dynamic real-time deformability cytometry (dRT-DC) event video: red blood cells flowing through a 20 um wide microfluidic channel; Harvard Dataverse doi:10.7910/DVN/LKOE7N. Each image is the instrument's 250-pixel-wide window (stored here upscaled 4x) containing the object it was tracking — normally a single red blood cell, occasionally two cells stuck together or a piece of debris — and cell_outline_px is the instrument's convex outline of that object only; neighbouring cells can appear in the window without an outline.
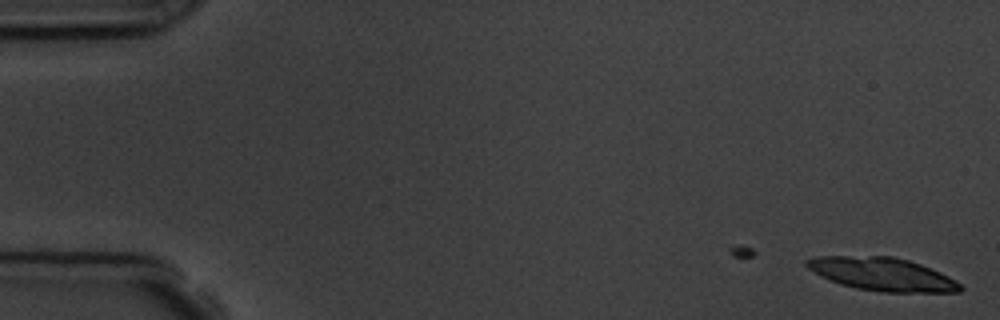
{"species": "common noctule bat (a hibernating species)", "species_latin": "Nyctalus noctula", "temperature_condition": "room temperature", "stored_images_in_passage": 5, "camera_frame_rate_fps": 3000, "um_per_image_px": 0.085, "animal": {"sex": "male", "body_mass_g": 19.5, "forearm_length_mm": 54.6}, "frame": {"image": 1, "passage_image": 1, "time_ms": 0.0, "image_size_px": [1000, 320], "cell_outline_px": [[964, 288], [960, 292], [880, 292], [856, 288], [840, 284], [820, 276], [808, 268], [804, 264], [804, 260], [816, 256], [892, 256], [908, 260], [920, 264], [940, 272], [956, 280]], "centroid_in_image_um": [74.98, 23.3], "position_along_channel_um": 10.0, "area_um2": 29.71}}
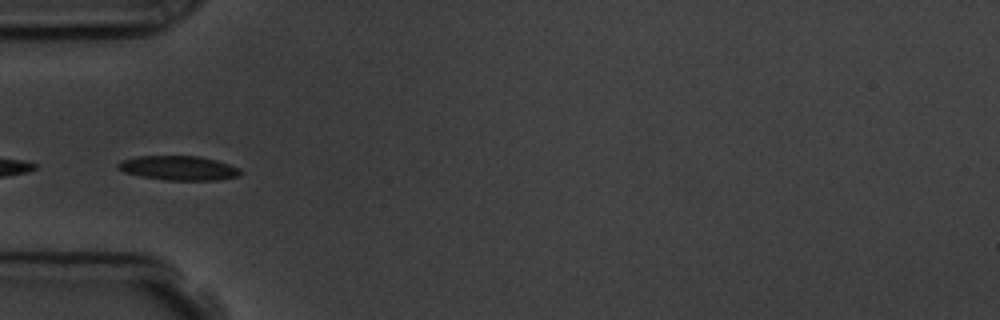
{"frame": {"image": 2, "passage_image": 5, "time_ms": 5.667, "image_size_px": [1000, 320], "cell_outline_px": [[240, 176], [216, 180], [164, 180], [140, 176], [124, 172], [116, 168], [116, 164], [120, 160], [136, 156], [200, 156], [216, 160], [240, 168]], "centroid_in_image_um": [15.13, 14.28], "position_along_channel_um": 69.9, "area_um2": 17.51}}